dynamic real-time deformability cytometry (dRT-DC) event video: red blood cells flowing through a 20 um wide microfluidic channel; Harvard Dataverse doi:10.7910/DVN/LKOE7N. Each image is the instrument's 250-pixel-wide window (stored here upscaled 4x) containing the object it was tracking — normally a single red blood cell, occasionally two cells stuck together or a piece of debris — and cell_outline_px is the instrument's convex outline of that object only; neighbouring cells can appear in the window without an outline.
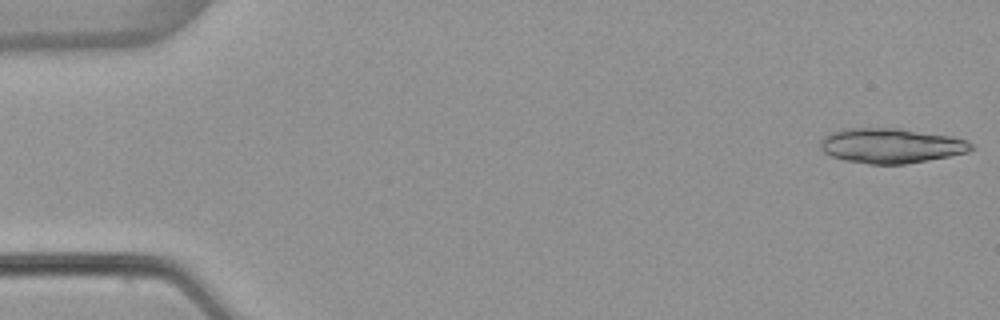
{"species": "common noctule bat (a hibernating species)", "species_latin": "Nyctalus noctula", "temperature_condition": "warm", "stored_images_in_passage": 52, "segment_of_instrument_passage": [1, 2], "camera_frame_rate_fps": 3000, "um_per_image_px": 0.085, "animal": {"sex": "female", "body_mass_g": 22.7, "forearm_length_mm": 54.2}, "frame": {"image": 1, "passage_image": 1, "time_ms": 0.0, "image_size_px": [1000, 320], "cell_outline_px": [[976, 148], [968, 152], [928, 160], [904, 164], [868, 164], [844, 160], [832, 156], [824, 152], [820, 148], [820, 140], [824, 136], [832, 132], [844, 128], [900, 128], [952, 136], [968, 140]], "centroid_in_image_um": [75.75, 12.37], "position_along_channel_um": 9.3, "area_um2": 30.87}}
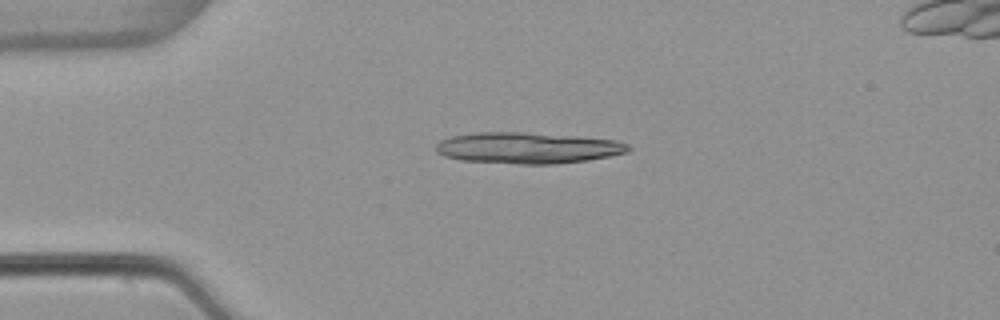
{"frame": {"image": 2, "passage_image": 12, "time_ms": 3.667, "image_size_px": [1000, 320], "cell_outline_px": [[632, 148], [628, 152], [588, 160], [556, 164], [520, 164], [460, 160], [444, 156], [436, 152], [436, 144], [440, 140], [452, 136], [476, 132], [524, 132], [576, 136], [616, 140], [628, 144]], "centroid_in_image_um": [44.85, 12.57], "position_along_channel_um": 40.2, "area_um2": 35.08}}